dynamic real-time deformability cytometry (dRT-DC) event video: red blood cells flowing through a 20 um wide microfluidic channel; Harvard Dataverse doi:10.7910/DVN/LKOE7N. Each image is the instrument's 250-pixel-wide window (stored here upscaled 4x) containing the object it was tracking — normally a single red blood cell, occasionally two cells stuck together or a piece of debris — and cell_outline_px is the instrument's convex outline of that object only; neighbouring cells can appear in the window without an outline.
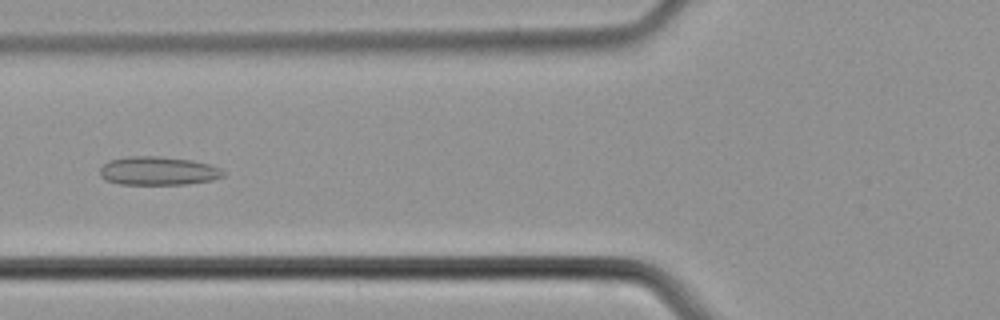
{"species": "common noctule bat (a hibernating species)", "species_latin": "Nyctalus noctula", "temperature_condition": "cold", "stored_images_in_passage": 44, "camera_frame_rate_fps": 3000, "um_per_image_px": 0.085, "animal": {"sex": "male", "body_mass_g": 21.5, "forearm_length_mm": 52.0}, "frame": {"image": 1, "passage_image": 14, "time_ms": 4.333, "image_size_px": [1000, 320], "cell_outline_px": [[224, 176], [212, 180], [188, 184], [120, 184], [104, 180], [100, 176], [100, 168], [108, 160], [132, 156], [160, 156], [192, 160], [208, 164], [220, 168], [224, 172]], "centroid_in_image_um": [13.42, 14.52], "position_along_channel_um": 112.4, "area_um2": 20.58}}
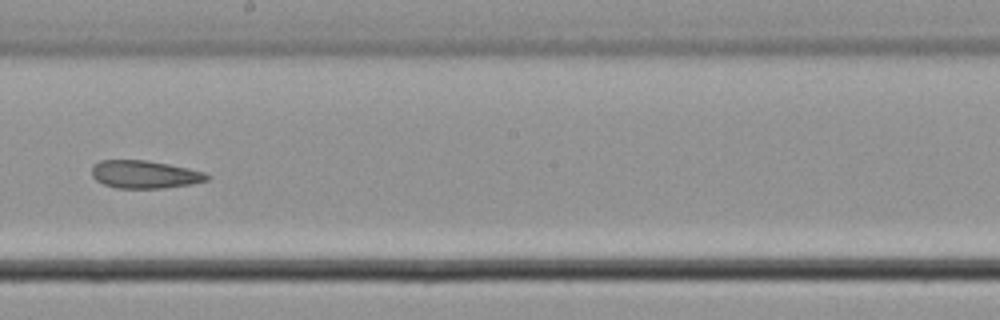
{"frame": {"image": 2, "passage_image": 23, "time_ms": 7.333, "image_size_px": [1000, 320], "cell_outline_px": [[208, 180], [188, 184], [164, 188], [116, 188], [104, 184], [96, 180], [92, 176], [92, 164], [100, 160], [144, 160], [168, 164], [188, 168], [204, 172], [208, 176]], "centroid_in_image_um": [12.24, 14.82], "position_along_channel_um": 236.0, "area_um2": 18.55}}
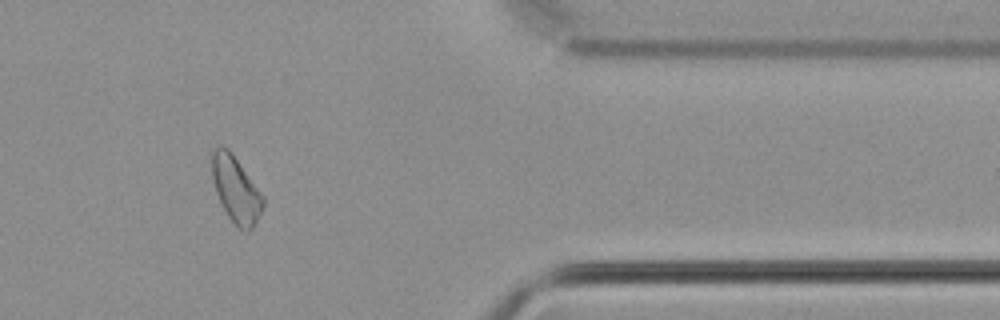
{"frame": {"image": 3, "passage_image": 36, "time_ms": 11.667, "image_size_px": [1000, 320], "cell_outline_px": [[264, 204], [252, 228], [248, 232], [244, 232], [236, 228], [228, 216], [216, 192], [212, 176], [212, 148], [228, 148], [232, 152], [264, 196]], "centroid_in_image_um": [20.06, 16.13], "position_along_channel_um": 391.3, "area_um2": 19.54}}